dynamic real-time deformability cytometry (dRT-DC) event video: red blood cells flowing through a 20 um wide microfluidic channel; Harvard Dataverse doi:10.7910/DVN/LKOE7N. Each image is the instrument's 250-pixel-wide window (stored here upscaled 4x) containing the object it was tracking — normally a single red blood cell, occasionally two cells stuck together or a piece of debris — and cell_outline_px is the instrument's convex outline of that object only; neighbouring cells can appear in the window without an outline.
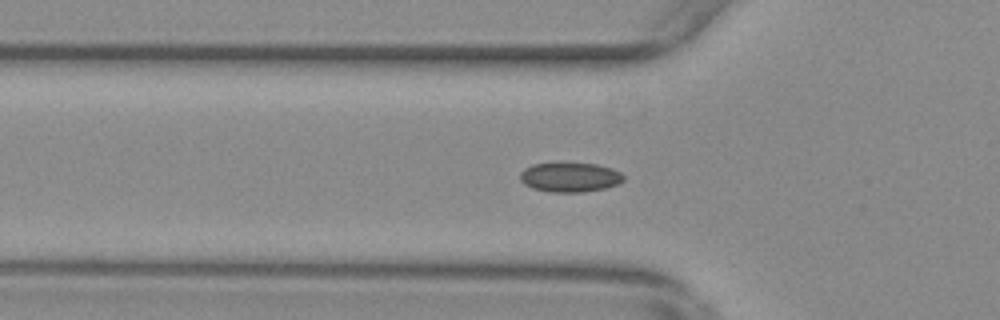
{"species": "common noctule bat (a hibernating species)", "species_latin": "Nyctalus noctula", "temperature_condition": "warm", "stored_images_in_passage": 44, "camera_frame_rate_fps": 3000, "um_per_image_px": 0.085, "animal": {"sex": "female", "body_mass_g": 29.2, "forearm_length_mm": 56.3}, "frame": {"image": 1, "passage_image": 6, "time_ms": 1.667, "image_size_px": [1000, 320], "cell_outline_px": [[624, 180], [620, 184], [608, 188], [584, 192], [552, 192], [532, 188], [524, 184], [520, 180], [520, 172], [524, 168], [532, 164], [596, 164], [612, 168], [620, 172], [624, 176]], "centroid_in_image_um": [48.47, 15.08], "position_along_channel_um": 77.3, "area_um2": 17.8}}
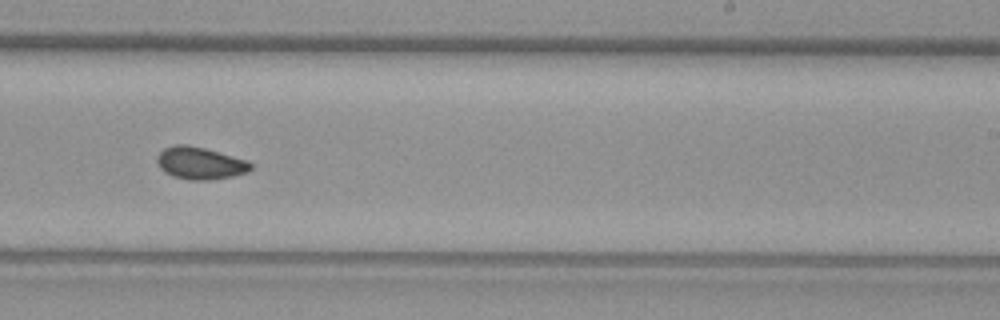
{"frame": {"image": 2, "passage_image": 22, "time_ms": 7.0, "image_size_px": [1000, 320], "cell_outline_px": [[252, 168], [248, 172], [232, 176], [208, 180], [188, 180], [172, 176], [164, 172], [160, 168], [156, 160], [156, 156], [164, 148], [176, 144], [184, 144], [204, 148], [248, 160], [252, 164]], "centroid_in_image_um": [16.99, 13.87], "position_along_channel_um": 272.0, "area_um2": 17.69}}
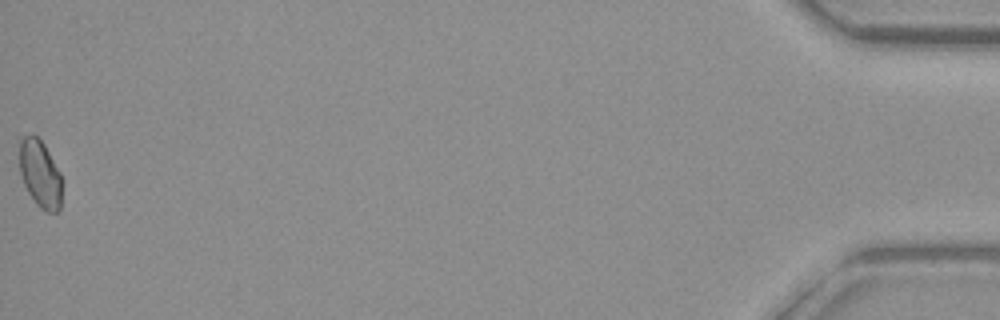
{"frame": {"image": 3, "passage_image": 44, "time_ms": 14.333, "image_size_px": [1000, 320], "cell_outline_px": [[60, 208], [56, 212], [48, 212], [40, 208], [36, 204], [28, 192], [24, 184], [20, 172], [20, 140], [24, 136], [32, 132], [44, 144], [60, 172]], "centroid_in_image_um": [3.39, 14.75], "position_along_channel_um": 431.8, "area_um2": 16.47}, "authors_computed_cell_mechanics": {"area_um2": 17.051, "velocity_mm_per_s": 3.6456, "shape_relaxation_time_tau1_ms": 6.8356, "shape_relaxation_time_tau2_ms": 1.6359, "deformation_change_tau1": 0.084, "deformation_change_tau2": 0.0531}}